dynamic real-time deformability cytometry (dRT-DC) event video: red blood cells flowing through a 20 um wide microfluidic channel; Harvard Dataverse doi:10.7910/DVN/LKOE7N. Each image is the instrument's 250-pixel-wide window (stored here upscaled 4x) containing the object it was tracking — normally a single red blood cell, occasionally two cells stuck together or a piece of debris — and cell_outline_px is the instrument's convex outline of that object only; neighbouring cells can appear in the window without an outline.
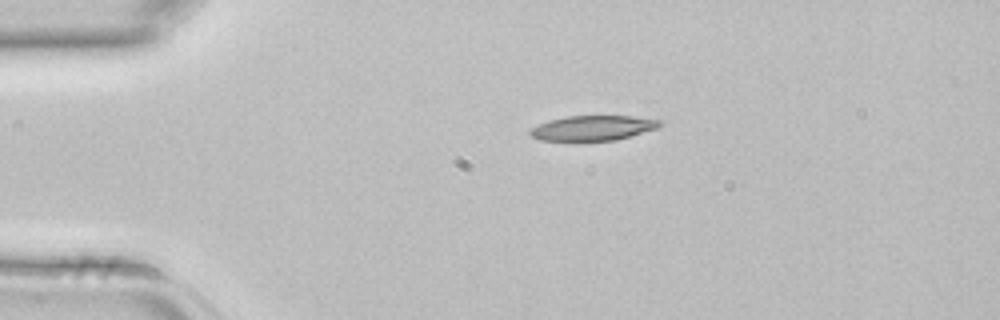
{"species": "common noctule bat (a hibernating species)", "species_latin": "Nyctalus noctula", "temperature_condition": "room temperature", "stored_images_in_passage": 3, "segment_of_instrument_passage": [1, 2], "camera_frame_rate_fps": 3000, "um_per_image_px": 0.085, "animal": {"sex": "female", "body_mass_g": 22.7, "forearm_length_mm": 54.2}, "frame": {"image": 1, "passage_image": 1, "time_ms": 0.0, "image_size_px": [1000, 320], "cell_outline_px": [[664, 124], [656, 128], [616, 140], [540, 140], [532, 136], [528, 132], [532, 128], [548, 120], [568, 116], [632, 116], [664, 120]], "centroid_in_image_um": [50.44, 10.86], "position_along_channel_um": 34.6, "area_um2": 18.67}}